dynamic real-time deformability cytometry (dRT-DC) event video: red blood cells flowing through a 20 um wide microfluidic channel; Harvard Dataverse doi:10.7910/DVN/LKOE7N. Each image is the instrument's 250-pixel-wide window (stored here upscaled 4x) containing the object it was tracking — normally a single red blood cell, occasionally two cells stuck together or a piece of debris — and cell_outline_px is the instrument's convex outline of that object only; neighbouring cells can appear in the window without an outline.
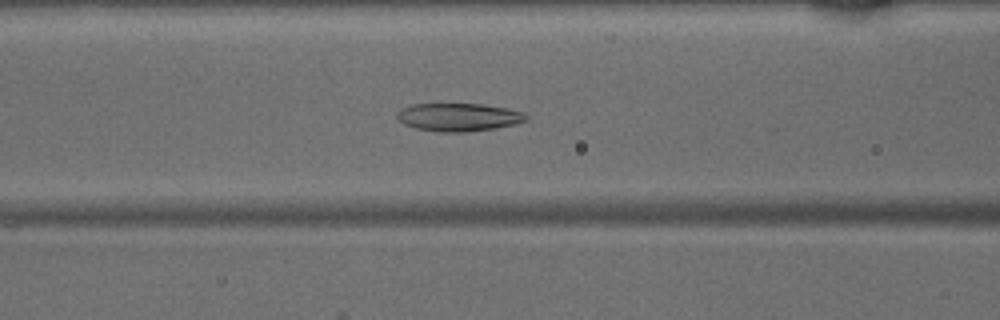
{"species": "common noctule bat (a hibernating species)", "species_latin": "Nyctalus noctula", "temperature_condition": "warm", "stored_images_in_passage": 47, "camera_frame_rate_fps": 3000, "um_per_image_px": 0.085, "animal": {"sex": "male", "body_mass_g": 15.6}, "frame": {"image": 1, "passage_image": 19, "time_ms": 6.0, "image_size_px": [1000, 320], "cell_outline_px": [[528, 120], [512, 124], [492, 128], [464, 132], [440, 132], [416, 128], [404, 124], [396, 116], [396, 112], [400, 108], [412, 104], [484, 104], [508, 108], [524, 112], [528, 116]], "centroid_in_image_um": [38.96, 9.94], "position_along_channel_um": 127.6, "area_um2": 21.04}}
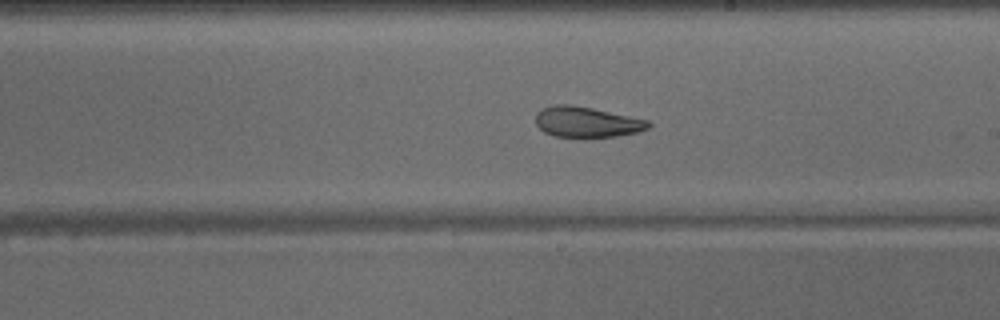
{"frame": {"image": 2, "passage_image": 27, "time_ms": 8.667, "image_size_px": [1000, 320], "cell_outline_px": [[652, 124], [648, 128], [636, 132], [616, 136], [556, 136], [544, 132], [536, 124], [536, 112], [540, 108], [552, 104], [572, 104], [592, 108], [648, 120]], "centroid_in_image_um": [49.83, 10.34], "position_along_channel_um": 239.2, "area_um2": 19.88}}
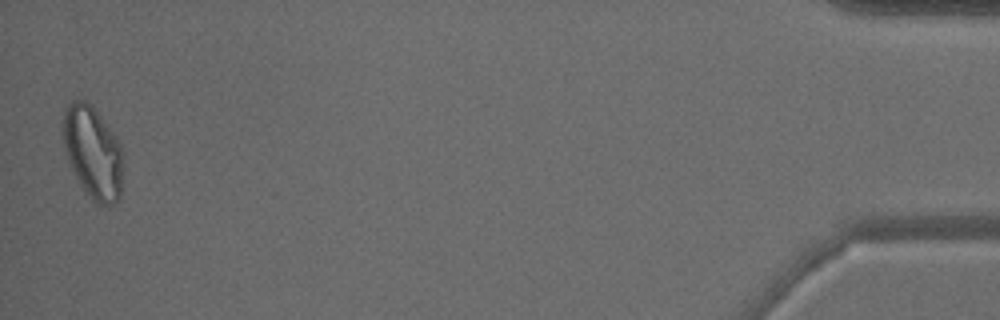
{"frame": {"image": 3, "passage_image": 47, "time_ms": 15.333, "image_size_px": [1000, 320], "cell_outline_px": [[120, 196], [112, 204], [96, 204], [92, 200], [72, 172], [64, 148], [64, 112], [68, 104], [72, 100], [84, 100], [100, 116], [116, 136], [120, 144]], "centroid_in_image_um": [7.85, 12.96], "position_along_channel_um": 427.3, "area_um2": 31.27}}